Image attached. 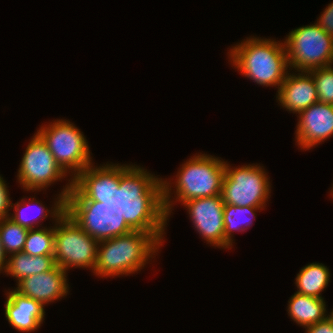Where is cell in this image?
I'll use <instances>...</instances> for the list:
<instances>
[{
  "instance_id": "cell-1",
  "label": "cell",
  "mask_w": 333,
  "mask_h": 333,
  "mask_svg": "<svg viewBox=\"0 0 333 333\" xmlns=\"http://www.w3.org/2000/svg\"><path fill=\"white\" fill-rule=\"evenodd\" d=\"M171 184L137 165L90 164L73 179L66 201L101 202L119 211L134 231L165 233L174 205Z\"/></svg>"
},
{
  "instance_id": "cell-2",
  "label": "cell",
  "mask_w": 333,
  "mask_h": 333,
  "mask_svg": "<svg viewBox=\"0 0 333 333\" xmlns=\"http://www.w3.org/2000/svg\"><path fill=\"white\" fill-rule=\"evenodd\" d=\"M164 234L166 233L132 231L126 235L99 241L93 273L102 278L137 273L157 254L163 245Z\"/></svg>"
},
{
  "instance_id": "cell-3",
  "label": "cell",
  "mask_w": 333,
  "mask_h": 333,
  "mask_svg": "<svg viewBox=\"0 0 333 333\" xmlns=\"http://www.w3.org/2000/svg\"><path fill=\"white\" fill-rule=\"evenodd\" d=\"M229 51L232 66L263 87L278 86L279 89L288 74V57L281 41L247 37Z\"/></svg>"
},
{
  "instance_id": "cell-4",
  "label": "cell",
  "mask_w": 333,
  "mask_h": 333,
  "mask_svg": "<svg viewBox=\"0 0 333 333\" xmlns=\"http://www.w3.org/2000/svg\"><path fill=\"white\" fill-rule=\"evenodd\" d=\"M194 155L179 168L173 191L176 202L221 195L225 162L212 155Z\"/></svg>"
},
{
  "instance_id": "cell-5",
  "label": "cell",
  "mask_w": 333,
  "mask_h": 333,
  "mask_svg": "<svg viewBox=\"0 0 333 333\" xmlns=\"http://www.w3.org/2000/svg\"><path fill=\"white\" fill-rule=\"evenodd\" d=\"M36 133L47 144L61 169L66 174L72 173L70 180L93 164L84 134L70 121L57 119L42 126Z\"/></svg>"
},
{
  "instance_id": "cell-6",
  "label": "cell",
  "mask_w": 333,
  "mask_h": 333,
  "mask_svg": "<svg viewBox=\"0 0 333 333\" xmlns=\"http://www.w3.org/2000/svg\"><path fill=\"white\" fill-rule=\"evenodd\" d=\"M283 42L289 70L294 68L295 72H309L333 65V37L317 23L290 31Z\"/></svg>"
},
{
  "instance_id": "cell-7",
  "label": "cell",
  "mask_w": 333,
  "mask_h": 333,
  "mask_svg": "<svg viewBox=\"0 0 333 333\" xmlns=\"http://www.w3.org/2000/svg\"><path fill=\"white\" fill-rule=\"evenodd\" d=\"M225 161L222 182L224 204L235 206L265 207L271 193V183L263 166L248 164L230 167Z\"/></svg>"
},
{
  "instance_id": "cell-8",
  "label": "cell",
  "mask_w": 333,
  "mask_h": 333,
  "mask_svg": "<svg viewBox=\"0 0 333 333\" xmlns=\"http://www.w3.org/2000/svg\"><path fill=\"white\" fill-rule=\"evenodd\" d=\"M98 244L66 213L55 223L54 258L56 265L65 271L79 267L94 272Z\"/></svg>"
},
{
  "instance_id": "cell-9",
  "label": "cell",
  "mask_w": 333,
  "mask_h": 333,
  "mask_svg": "<svg viewBox=\"0 0 333 333\" xmlns=\"http://www.w3.org/2000/svg\"><path fill=\"white\" fill-rule=\"evenodd\" d=\"M66 214L89 236L102 241L134 231L119 211L97 201H66Z\"/></svg>"
},
{
  "instance_id": "cell-10",
  "label": "cell",
  "mask_w": 333,
  "mask_h": 333,
  "mask_svg": "<svg viewBox=\"0 0 333 333\" xmlns=\"http://www.w3.org/2000/svg\"><path fill=\"white\" fill-rule=\"evenodd\" d=\"M66 175L68 176L57 164L47 144L37 133L34 134L18 169L17 179L23 189L41 191Z\"/></svg>"
},
{
  "instance_id": "cell-11",
  "label": "cell",
  "mask_w": 333,
  "mask_h": 333,
  "mask_svg": "<svg viewBox=\"0 0 333 333\" xmlns=\"http://www.w3.org/2000/svg\"><path fill=\"white\" fill-rule=\"evenodd\" d=\"M195 229L212 246L224 249V202L222 195L196 198L184 204Z\"/></svg>"
},
{
  "instance_id": "cell-12",
  "label": "cell",
  "mask_w": 333,
  "mask_h": 333,
  "mask_svg": "<svg viewBox=\"0 0 333 333\" xmlns=\"http://www.w3.org/2000/svg\"><path fill=\"white\" fill-rule=\"evenodd\" d=\"M295 139L297 145L311 149L333 136V105L317 102L298 113Z\"/></svg>"
},
{
  "instance_id": "cell-13",
  "label": "cell",
  "mask_w": 333,
  "mask_h": 333,
  "mask_svg": "<svg viewBox=\"0 0 333 333\" xmlns=\"http://www.w3.org/2000/svg\"><path fill=\"white\" fill-rule=\"evenodd\" d=\"M67 271L58 265L51 271L33 274L17 282L14 289L21 295L37 300L43 306L67 296Z\"/></svg>"
},
{
  "instance_id": "cell-14",
  "label": "cell",
  "mask_w": 333,
  "mask_h": 333,
  "mask_svg": "<svg viewBox=\"0 0 333 333\" xmlns=\"http://www.w3.org/2000/svg\"><path fill=\"white\" fill-rule=\"evenodd\" d=\"M276 100L287 111L300 113L318 102L317 89L308 72L289 73L277 91Z\"/></svg>"
},
{
  "instance_id": "cell-15",
  "label": "cell",
  "mask_w": 333,
  "mask_h": 333,
  "mask_svg": "<svg viewBox=\"0 0 333 333\" xmlns=\"http://www.w3.org/2000/svg\"><path fill=\"white\" fill-rule=\"evenodd\" d=\"M5 317L20 332H34L44 321V306L37 300L21 295L14 289L7 292Z\"/></svg>"
},
{
  "instance_id": "cell-16",
  "label": "cell",
  "mask_w": 333,
  "mask_h": 333,
  "mask_svg": "<svg viewBox=\"0 0 333 333\" xmlns=\"http://www.w3.org/2000/svg\"><path fill=\"white\" fill-rule=\"evenodd\" d=\"M72 187H73V180L71 179V181L69 180V183H67L66 186L62 189L63 191H61V193L58 194V197L55 200L52 210L51 209L48 210L47 208H45V206L42 205L40 201L36 200L35 197L29 198L27 203L24 202V201H26L25 198H22L21 201L16 202L15 204H13L11 202L10 209L13 208L15 211L14 212L15 214H12V215L10 214L9 218L11 220H13L15 223H18L20 226L25 227L27 229H34L35 226L40 223V221H37V220L40 219L42 221V220H44V218L46 219L49 216V214L51 215V217L53 219L55 218V222H57V220L63 214L66 213V210H65L66 197L68 196ZM34 204L38 205L37 209L35 210V213H30V214L26 215L27 213L25 214L24 212H26L27 210L29 211V209L31 210V207H33Z\"/></svg>"
},
{
  "instance_id": "cell-17",
  "label": "cell",
  "mask_w": 333,
  "mask_h": 333,
  "mask_svg": "<svg viewBox=\"0 0 333 333\" xmlns=\"http://www.w3.org/2000/svg\"><path fill=\"white\" fill-rule=\"evenodd\" d=\"M288 315L303 328L326 319L324 299L311 297L295 292L288 301Z\"/></svg>"
},
{
  "instance_id": "cell-18",
  "label": "cell",
  "mask_w": 333,
  "mask_h": 333,
  "mask_svg": "<svg viewBox=\"0 0 333 333\" xmlns=\"http://www.w3.org/2000/svg\"><path fill=\"white\" fill-rule=\"evenodd\" d=\"M8 257L5 273L16 278V282L33 274L51 271L57 266L54 255L32 256L18 252Z\"/></svg>"
},
{
  "instance_id": "cell-19",
  "label": "cell",
  "mask_w": 333,
  "mask_h": 333,
  "mask_svg": "<svg viewBox=\"0 0 333 333\" xmlns=\"http://www.w3.org/2000/svg\"><path fill=\"white\" fill-rule=\"evenodd\" d=\"M297 293L324 299L321 292L328 286L330 271L322 263H310L304 266L296 276Z\"/></svg>"
},
{
  "instance_id": "cell-20",
  "label": "cell",
  "mask_w": 333,
  "mask_h": 333,
  "mask_svg": "<svg viewBox=\"0 0 333 333\" xmlns=\"http://www.w3.org/2000/svg\"><path fill=\"white\" fill-rule=\"evenodd\" d=\"M264 207H241L225 204L223 208L224 220V249H232L234 232H242L252 226L255 211L263 210ZM233 233V234H232Z\"/></svg>"
},
{
  "instance_id": "cell-21",
  "label": "cell",
  "mask_w": 333,
  "mask_h": 333,
  "mask_svg": "<svg viewBox=\"0 0 333 333\" xmlns=\"http://www.w3.org/2000/svg\"><path fill=\"white\" fill-rule=\"evenodd\" d=\"M55 225L29 229L22 252L32 256L54 255Z\"/></svg>"
},
{
  "instance_id": "cell-22",
  "label": "cell",
  "mask_w": 333,
  "mask_h": 333,
  "mask_svg": "<svg viewBox=\"0 0 333 333\" xmlns=\"http://www.w3.org/2000/svg\"><path fill=\"white\" fill-rule=\"evenodd\" d=\"M28 231L9 217L0 219V238L6 255L22 252Z\"/></svg>"
},
{
  "instance_id": "cell-23",
  "label": "cell",
  "mask_w": 333,
  "mask_h": 333,
  "mask_svg": "<svg viewBox=\"0 0 333 333\" xmlns=\"http://www.w3.org/2000/svg\"><path fill=\"white\" fill-rule=\"evenodd\" d=\"M317 89L318 102L333 105V66L328 65L308 72Z\"/></svg>"
},
{
  "instance_id": "cell-24",
  "label": "cell",
  "mask_w": 333,
  "mask_h": 333,
  "mask_svg": "<svg viewBox=\"0 0 333 333\" xmlns=\"http://www.w3.org/2000/svg\"><path fill=\"white\" fill-rule=\"evenodd\" d=\"M7 188L5 180L0 175V219L9 217L10 215L8 211H10L11 199Z\"/></svg>"
},
{
  "instance_id": "cell-25",
  "label": "cell",
  "mask_w": 333,
  "mask_h": 333,
  "mask_svg": "<svg viewBox=\"0 0 333 333\" xmlns=\"http://www.w3.org/2000/svg\"><path fill=\"white\" fill-rule=\"evenodd\" d=\"M327 34L333 37V2L328 4L316 22Z\"/></svg>"
},
{
  "instance_id": "cell-26",
  "label": "cell",
  "mask_w": 333,
  "mask_h": 333,
  "mask_svg": "<svg viewBox=\"0 0 333 333\" xmlns=\"http://www.w3.org/2000/svg\"><path fill=\"white\" fill-rule=\"evenodd\" d=\"M306 333H333V320L328 316L326 319L305 327Z\"/></svg>"
},
{
  "instance_id": "cell-27",
  "label": "cell",
  "mask_w": 333,
  "mask_h": 333,
  "mask_svg": "<svg viewBox=\"0 0 333 333\" xmlns=\"http://www.w3.org/2000/svg\"><path fill=\"white\" fill-rule=\"evenodd\" d=\"M7 255L3 249V245H2V242H1V238H0V273L3 271L5 272L6 270V267H7Z\"/></svg>"
},
{
  "instance_id": "cell-28",
  "label": "cell",
  "mask_w": 333,
  "mask_h": 333,
  "mask_svg": "<svg viewBox=\"0 0 333 333\" xmlns=\"http://www.w3.org/2000/svg\"><path fill=\"white\" fill-rule=\"evenodd\" d=\"M329 315V317L333 320V310H332V312L330 313V314H328Z\"/></svg>"
},
{
  "instance_id": "cell-29",
  "label": "cell",
  "mask_w": 333,
  "mask_h": 333,
  "mask_svg": "<svg viewBox=\"0 0 333 333\" xmlns=\"http://www.w3.org/2000/svg\"><path fill=\"white\" fill-rule=\"evenodd\" d=\"M330 191H331V195H332V198H333V186H332V189Z\"/></svg>"
}]
</instances>
